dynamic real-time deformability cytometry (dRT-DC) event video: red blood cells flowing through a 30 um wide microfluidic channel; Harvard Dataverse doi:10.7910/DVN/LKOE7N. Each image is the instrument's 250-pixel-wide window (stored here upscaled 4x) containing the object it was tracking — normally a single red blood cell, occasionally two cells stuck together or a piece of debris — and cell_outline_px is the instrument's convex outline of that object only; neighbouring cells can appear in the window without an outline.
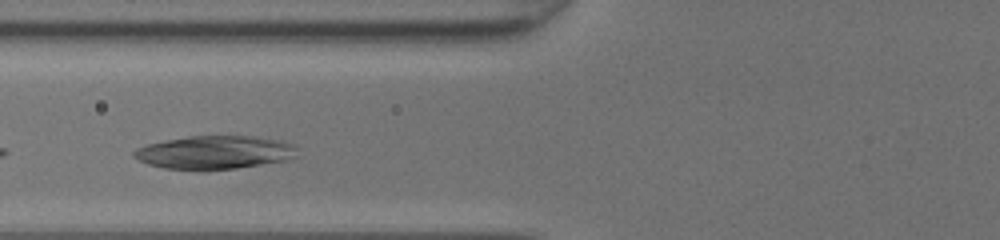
{"species": "common noctule bat (a hibernating species)", "species_latin": "Nyctalus noctula", "temperature_condition": "room temperature", "stored_images_in_passage": 25, "camera_frame_rate_fps": 3000, "um_per_image_px": 0.085, "animal": {"sex": "female", "body_mass_g": 20.0, "forearm_length_mm": 54.0}, "frame": {"image": 1, "passage_image": 4, "time_ms": 1.0, "image_size_px": [1000, 240], "cell_outline_px": [[296, 156], [288, 160], [236, 168], [208, 172], [204, 172], [164, 168], [148, 164], [132, 156], [132, 152], [136, 148], [148, 144], [188, 136], [248, 136], [284, 140], [296, 144]], "centroid_in_image_um": [18.26, 12.98], "position_along_channel_um": 107.5, "area_um2": 32.31}}
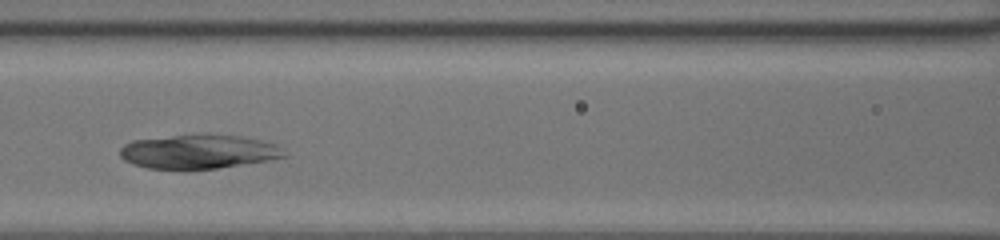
{"frame": {"image": 2, "passage_image": 7, "time_ms": 2.0, "image_size_px": [1000, 240], "cell_outline_px": [[288, 156], [268, 160], [216, 168], [188, 172], [184, 172], [148, 168], [132, 164], [124, 160], [120, 156], [120, 148], [124, 144], [132, 140], [172, 136], [240, 136], [260, 140], [276, 144], [284, 148], [288, 152]], "centroid_in_image_um": [16.86, 12.95], "position_along_channel_um": 149.7, "area_um2": 32.89}}
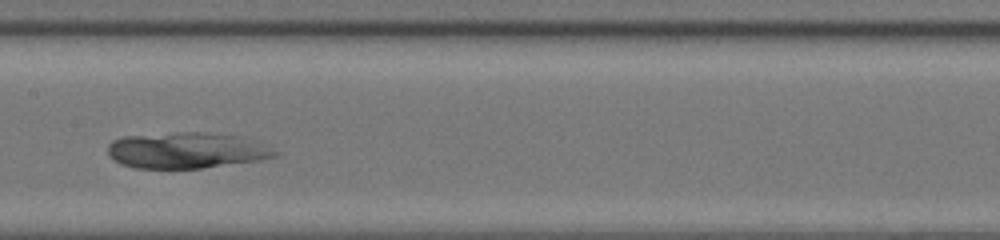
{"frame": {"image": 3, "passage_image": 10, "time_ms": 3.0, "image_size_px": [1000, 240], "cell_outline_px": [[280, 152], [276, 156], [256, 160], [204, 168], [136, 168], [120, 164], [108, 152], [108, 144], [112, 140], [124, 136], [180, 132], [208, 132], [240, 136]], "centroid_in_image_um": [15.82, 12.78], "position_along_channel_um": 191.6, "area_um2": 34.74}}